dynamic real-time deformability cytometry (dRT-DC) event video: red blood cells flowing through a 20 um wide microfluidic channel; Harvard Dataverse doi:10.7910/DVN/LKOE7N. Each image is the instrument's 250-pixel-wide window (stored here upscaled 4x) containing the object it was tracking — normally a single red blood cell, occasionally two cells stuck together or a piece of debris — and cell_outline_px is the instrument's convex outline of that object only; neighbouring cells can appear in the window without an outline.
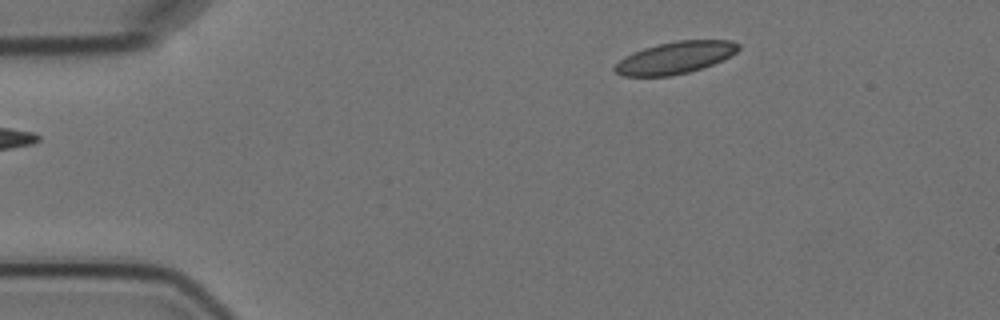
{"species": "Egyptian fruit bat (a non-hibernating species)", "species_latin": "Rousettus aegyptiacus", "temperature_condition": "cold", "stored_images_in_passage": 5, "segment_of_instrument_passage": [2, 2], "camera_frame_rate_fps": 3000, "um_per_image_px": 0.085, "animal": {"sex": "female"}, "frame": {"image": 1, "passage_image": 5, "time_ms": 4.667, "image_size_px": [1000, 320], "cell_outline_px": [[740, 48], [736, 52], [712, 64], [688, 72], [672, 76], [620, 76], [612, 68], [624, 56], [632, 52], [644, 48], [676, 40], [732, 40], [740, 44]], "centroid_in_image_um": [57.36, 4.9], "position_along_channel_um": 27.6, "area_um2": 22.95}}